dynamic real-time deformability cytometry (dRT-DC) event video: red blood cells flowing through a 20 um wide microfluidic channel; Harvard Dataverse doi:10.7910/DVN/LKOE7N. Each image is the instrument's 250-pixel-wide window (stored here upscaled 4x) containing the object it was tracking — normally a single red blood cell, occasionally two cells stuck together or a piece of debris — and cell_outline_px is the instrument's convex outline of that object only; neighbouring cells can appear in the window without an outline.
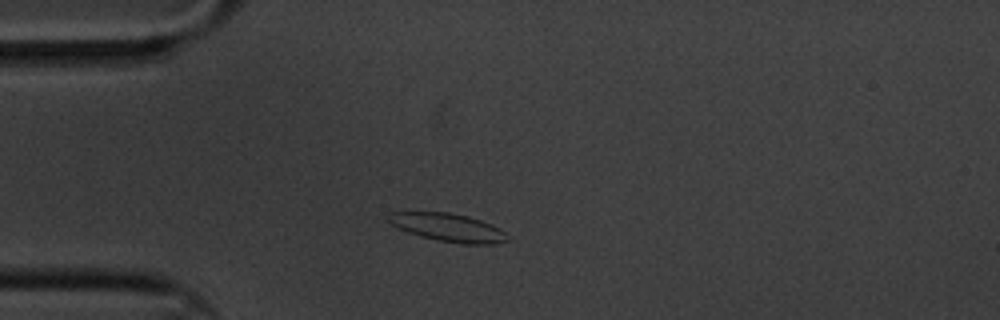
{"species": "common noctule bat (a hibernating species)", "species_latin": "Nyctalus noctula", "temperature_condition": "cold", "stored_images_in_passage": 8, "camera_frame_rate_fps": 3000, "um_per_image_px": 0.085, "animal": {"sex": "male", "body_mass_g": 20.1, "forearm_length_mm": 53.5}, "frame": {"image": 1, "passage_image": 2, "time_ms": 0.333, "image_size_px": [1000, 320], "cell_outline_px": [[508, 240], [496, 244], [460, 244], [436, 240], [420, 236], [408, 232], [384, 220], [384, 216], [388, 212], [448, 212], [468, 216], [480, 220], [500, 228], [504, 232]], "centroid_in_image_um": [38.03, 19.33], "position_along_channel_um": 47.0, "area_um2": 19.65}}
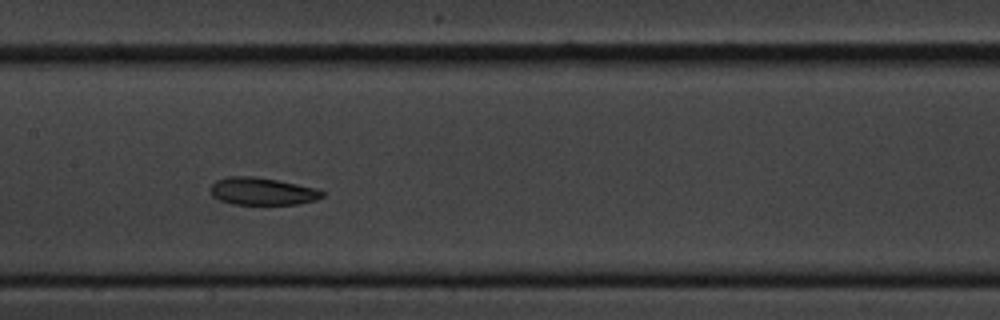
{"frame": {"image": 2, "passage_image": 6, "time_ms": 1.667, "image_size_px": [1000, 320], "cell_outline_px": [[324, 196], [316, 200], [296, 204], [232, 204], [220, 200], [212, 196], [212, 184], [216, 180], [228, 176], [252, 176], [276, 180], [316, 188], [324, 192]], "centroid_in_image_um": [22.29, 16.26], "position_along_channel_um": 185.1, "area_um2": 17.69}}
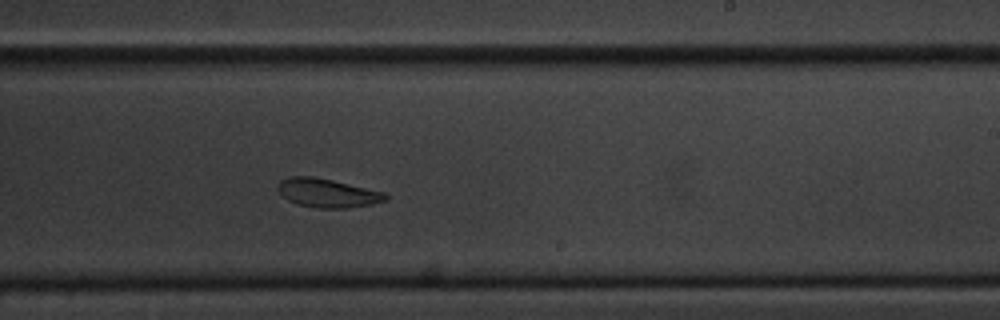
{"frame": {"image": 3, "passage_image": 8, "time_ms": 2.333, "image_size_px": [1000, 320], "cell_outline_px": [[388, 200], [372, 204], [348, 208], [316, 208], [296, 204], [288, 200], [276, 188], [280, 180], [288, 176], [312, 176], [332, 180], [384, 192], [388, 196]], "centroid_in_image_um": [27.82, 16.41], "position_along_channel_um": 261.2, "area_um2": 18.09}}